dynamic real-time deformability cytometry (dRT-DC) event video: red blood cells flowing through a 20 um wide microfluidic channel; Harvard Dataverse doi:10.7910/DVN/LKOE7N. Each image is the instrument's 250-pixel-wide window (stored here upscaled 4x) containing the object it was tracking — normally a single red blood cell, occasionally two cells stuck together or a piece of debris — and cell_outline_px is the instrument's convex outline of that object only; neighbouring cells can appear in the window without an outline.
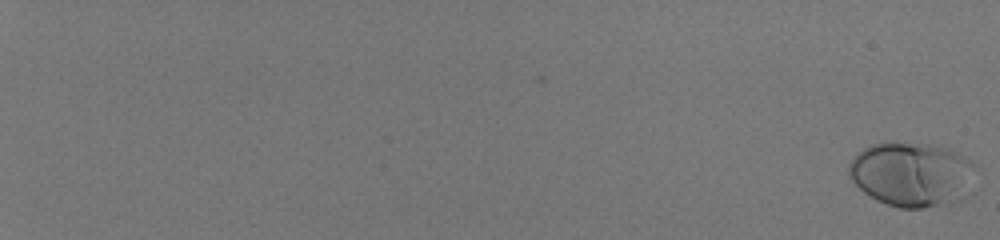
{"species": "human", "species_latin": "Homo sapiens", "temperature_condition": "room temperature", "stored_images_in_passage": 58, "camera_frame_rate_fps": 3000, "um_per_image_px": 0.085, "donor": {"sex": "male"}, "frame": {"image": 1, "passage_image": 1, "time_ms": 0.0, "image_size_px": [1000, 240], "cell_outline_px": [[972, 164], [948, 204], [924, 208], [900, 208], [876, 200], [864, 192], [848, 176], [848, 164], [864, 148], [872, 144], [928, 144], [944, 148], [956, 152], [972, 160]], "centroid_in_image_um": [77.27, 14.79], "position_along_channel_um": 7.7, "area_um2": 44.68}}
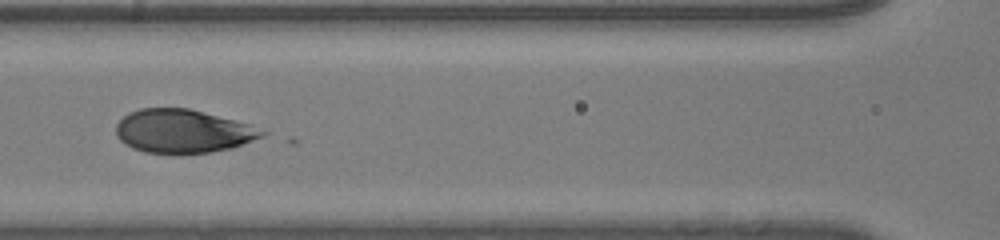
{"frame": {"image": 2, "passage_image": 34, "time_ms": 11.0, "image_size_px": [1000, 240], "cell_outline_px": [[268, 132], [264, 136], [232, 148], [208, 152], [144, 152], [132, 148], [124, 144], [116, 136], [116, 124], [128, 112], [140, 108], [188, 108], [252, 124]], "centroid_in_image_um": [15.55, 11.13], "position_along_channel_um": 151.0, "area_um2": 36.88}}
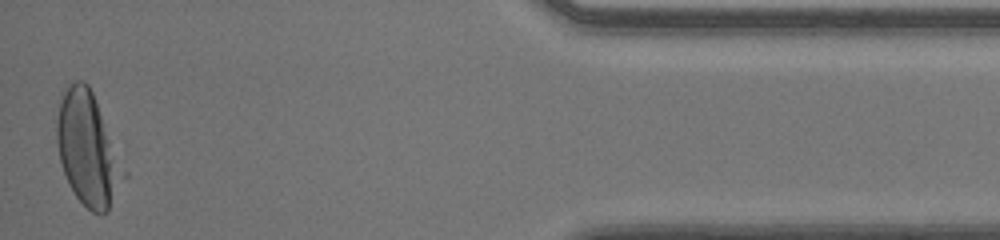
{"frame": {"image": 3, "passage_image": 58, "time_ms": 19.0, "image_size_px": [1000, 240], "cell_outline_px": [[128, 176], [108, 212], [100, 216], [92, 212], [76, 196], [64, 172], [60, 160], [56, 140], [56, 120], [60, 92], [72, 80], [84, 80], [88, 84], [92, 92], [128, 172]], "centroid_in_image_um": [7.49, 12.67], "position_along_channel_um": 427.7, "area_um2": 44.74}, "authors_computed_cell_mechanics": {"area_um2": 39.4485, "velocity_mm_per_s": 4.0768, "shape_relaxation_time_tau1_ms": 3.2256, "shape_relaxation_time_tau2_ms": null, "deformation_change_tau1": 0.179, "deformation_change_tau2": null}}